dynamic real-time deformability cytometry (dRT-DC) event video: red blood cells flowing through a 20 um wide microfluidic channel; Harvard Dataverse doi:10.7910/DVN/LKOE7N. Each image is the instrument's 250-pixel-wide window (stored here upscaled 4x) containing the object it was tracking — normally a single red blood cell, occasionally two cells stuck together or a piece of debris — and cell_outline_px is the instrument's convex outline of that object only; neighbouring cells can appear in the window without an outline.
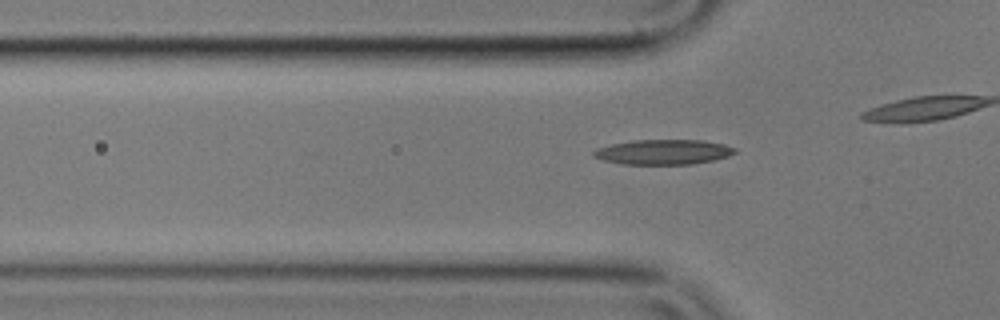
{"species": "common noctule bat (a hibernating species)", "species_latin": "Nyctalus noctula", "temperature_condition": "cold", "stored_images_in_passage": 37, "camera_frame_rate_fps": 3000, "um_per_image_px": 0.085, "animal": {"sex": "male", "body_mass_g": 17.9}, "frame": {"image": 1, "passage_image": 11, "time_ms": 3.333, "image_size_px": [1000, 320], "cell_outline_px": [[736, 152], [728, 156], [712, 160], [692, 164], [624, 164], [604, 160], [592, 156], [592, 152], [596, 148], [612, 144], [632, 140], [704, 140], [724, 144], [736, 148]], "centroid_in_image_um": [56.38, 12.91], "position_along_channel_um": 69.4, "area_um2": 20.52}}
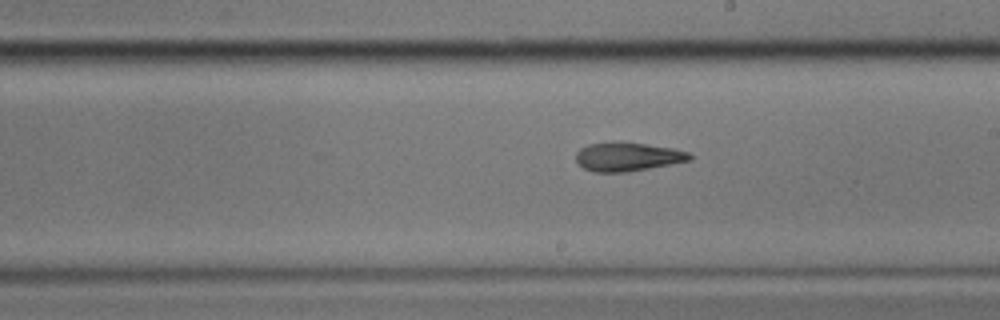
{"frame": {"image": 2, "passage_image": 25, "time_ms": 8.0, "image_size_px": [1000, 320], "cell_outline_px": [[692, 160], [672, 164], [628, 172], [596, 172], [584, 168], [576, 160], [576, 152], [580, 148], [588, 144], [644, 144], [672, 148], [688, 152], [692, 156]], "centroid_in_image_um": [53.38, 13.36], "position_along_channel_um": 235.6, "area_um2": 18.44}}
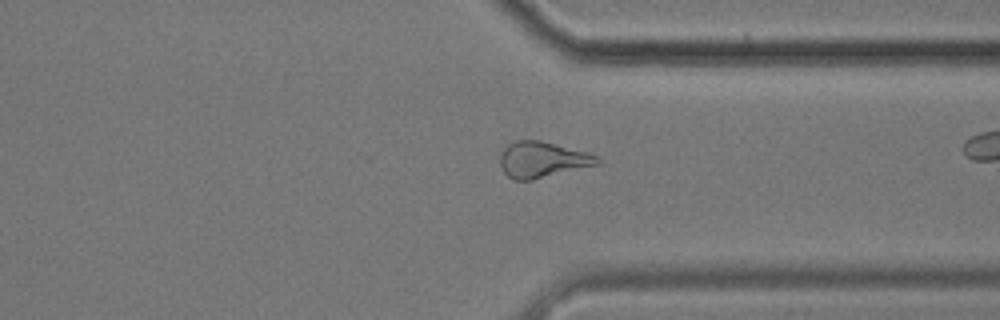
{"frame": {"image": 3, "passage_image": 36, "time_ms": 11.667, "image_size_px": [1000, 320], "cell_outline_px": [[604, 160], [600, 164], [532, 180], [512, 180], [504, 172], [500, 164], [500, 156], [504, 148], [508, 144], [516, 140], [540, 140], [588, 152]], "centroid_in_image_um": [46.12, 13.57], "position_along_channel_um": 365.3, "area_um2": 20.46}}